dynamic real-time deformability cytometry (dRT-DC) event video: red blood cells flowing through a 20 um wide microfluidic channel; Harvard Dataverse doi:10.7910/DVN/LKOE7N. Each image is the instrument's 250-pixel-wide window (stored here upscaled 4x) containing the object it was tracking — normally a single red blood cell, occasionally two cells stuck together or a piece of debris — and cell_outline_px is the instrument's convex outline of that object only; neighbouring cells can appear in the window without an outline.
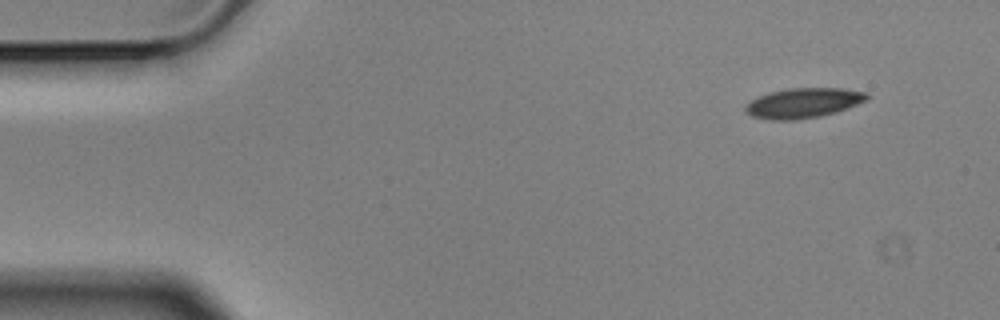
{"species": "Egyptian fruit bat (a non-hibernating species)", "species_latin": "Rousettus aegyptiacus", "temperature_condition": "cold", "stored_images_in_passage": 4, "camera_frame_rate_fps": 3000, "um_per_image_px": 0.085, "animal": {"sex": "male"}, "frame": {"image": 1, "passage_image": 1, "time_ms": 0.0, "image_size_px": [1000, 320], "cell_outline_px": [[868, 100], [836, 112], [820, 116], [792, 120], [768, 120], [752, 116], [744, 112], [744, 108], [752, 100], [760, 96], [772, 92], [788, 88], [840, 88], [868, 92]], "centroid_in_image_um": [68.3, 8.76], "position_along_channel_um": 16.7, "area_um2": 21.1}}
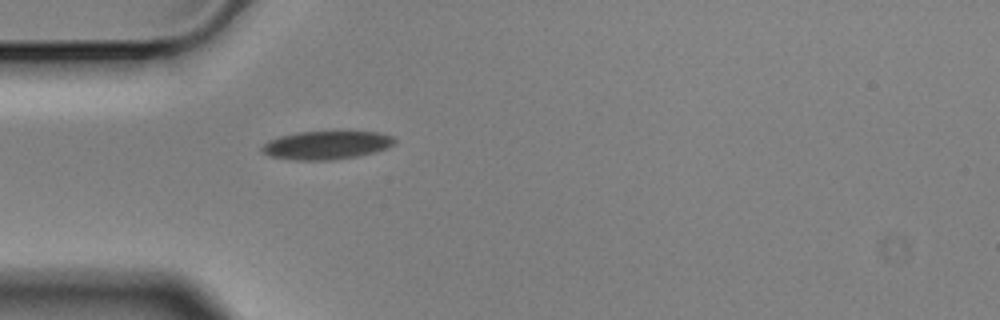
{"frame": {"image": 2, "passage_image": 4, "time_ms": 1.0, "image_size_px": [1000, 320], "cell_outline_px": [[396, 140], [392, 144], [376, 152], [356, 156], [332, 160], [296, 160], [272, 156], [260, 152], [260, 148], [268, 140], [280, 136], [296, 132], [376, 132], [392, 136]], "centroid_in_image_um": [27.7, 12.34], "position_along_channel_um": 57.3, "area_um2": 21.68}}